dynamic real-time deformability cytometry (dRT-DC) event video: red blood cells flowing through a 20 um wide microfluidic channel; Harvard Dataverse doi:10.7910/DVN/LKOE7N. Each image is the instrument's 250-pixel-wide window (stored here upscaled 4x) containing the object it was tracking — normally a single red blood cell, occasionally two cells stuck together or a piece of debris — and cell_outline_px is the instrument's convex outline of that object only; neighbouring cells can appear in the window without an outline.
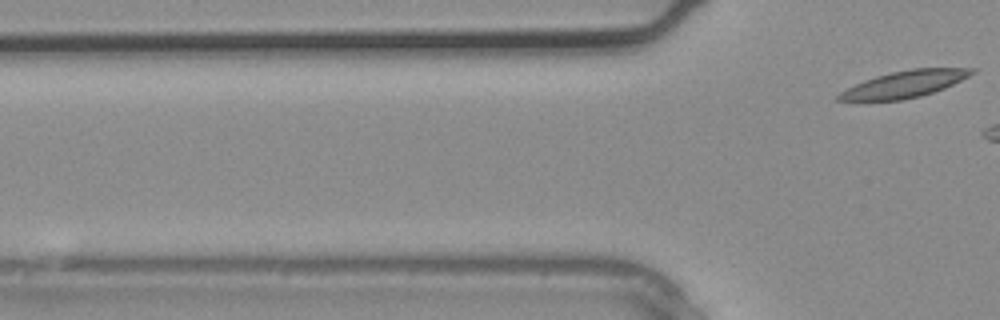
{"species": "common noctule bat (a hibernating species)", "species_latin": "Nyctalus noctula", "temperature_condition": "warm", "stored_images_in_passage": 3, "camera_frame_rate_fps": 3000, "um_per_image_px": 0.085, "animal": {"sex": "male", "body_mass_g": 20.4}, "frame": {"image": 1, "passage_image": 3, "time_ms": 0.667, "image_size_px": [1000, 320], "cell_outline_px": [[976, 72], [944, 88], [920, 96], [900, 100], [836, 100], [836, 96], [840, 92], [864, 80], [876, 76], [892, 72], [912, 68], [976, 68]], "centroid_in_image_um": [76.9, 7.14], "position_along_channel_um": 48.9, "area_um2": 20.35}}